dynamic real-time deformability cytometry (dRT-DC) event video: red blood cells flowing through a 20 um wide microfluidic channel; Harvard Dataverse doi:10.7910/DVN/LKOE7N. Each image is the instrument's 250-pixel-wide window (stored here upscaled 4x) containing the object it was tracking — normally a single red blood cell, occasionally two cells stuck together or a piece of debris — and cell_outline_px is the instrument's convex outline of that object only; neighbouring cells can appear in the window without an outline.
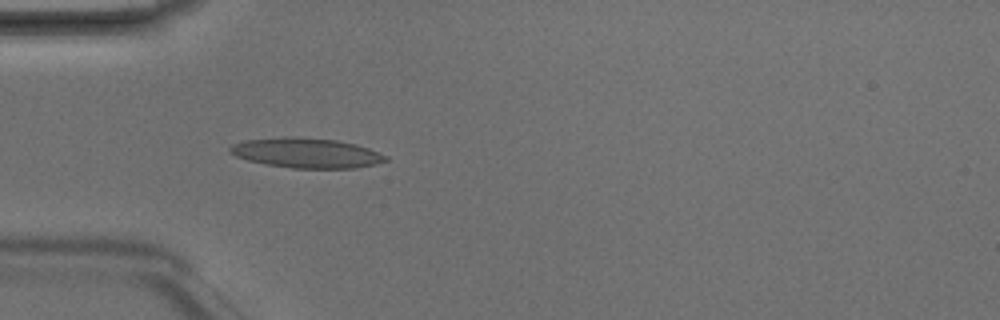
{"species": "Egyptian fruit bat (a non-hibernating species)", "species_latin": "Rousettus aegyptiacus", "temperature_condition": "room temperature", "stored_images_in_passage": 3, "camera_frame_rate_fps": 3000, "um_per_image_px": 0.085, "animal": {"sex": "male"}, "frame": {"image": 1, "passage_image": 3, "time_ms": 0.667, "image_size_px": [1000, 320], "cell_outline_px": [[388, 160], [376, 164], [356, 168], [292, 168], [264, 164], [248, 160], [236, 156], [228, 152], [228, 148], [232, 144], [248, 140], [336, 140], [356, 144], [368, 148], [388, 156]], "centroid_in_image_um": [26.11, 13.06], "position_along_channel_um": 58.9, "area_um2": 25.84}}